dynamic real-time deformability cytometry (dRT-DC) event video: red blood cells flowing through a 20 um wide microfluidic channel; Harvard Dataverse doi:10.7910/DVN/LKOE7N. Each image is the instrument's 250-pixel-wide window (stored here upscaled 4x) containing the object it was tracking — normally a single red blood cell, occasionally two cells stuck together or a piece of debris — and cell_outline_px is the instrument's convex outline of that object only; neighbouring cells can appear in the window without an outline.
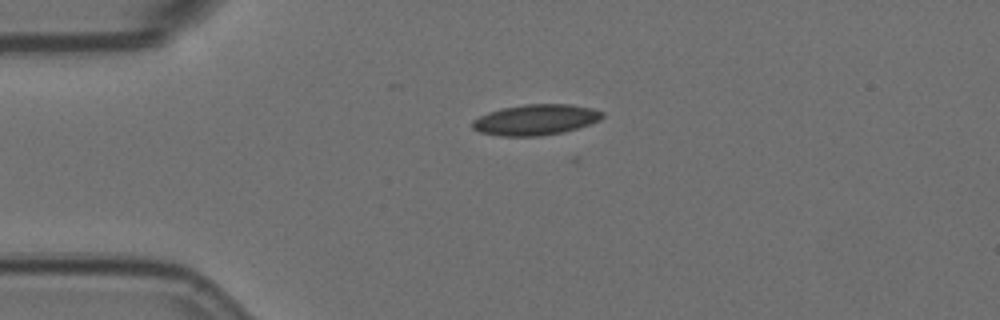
{"species": "Egyptian fruit bat (a non-hibernating species)", "species_latin": "Rousettus aegyptiacus", "temperature_condition": "room temperature", "stored_images_in_passage": 2, "camera_frame_rate_fps": 3000, "um_per_image_px": 0.085, "animal": {"sex": "female"}, "frame": {"image": 1, "passage_image": 1, "time_ms": 0.0, "image_size_px": [1000, 320], "cell_outline_px": [[604, 116], [600, 120], [564, 132], [540, 136], [500, 136], [480, 132], [472, 128], [472, 120], [488, 112], [500, 108], [524, 104], [572, 104], [592, 108], [604, 112]], "centroid_in_image_um": [45.52, 10.17], "position_along_channel_um": 39.5, "area_um2": 23.35}}